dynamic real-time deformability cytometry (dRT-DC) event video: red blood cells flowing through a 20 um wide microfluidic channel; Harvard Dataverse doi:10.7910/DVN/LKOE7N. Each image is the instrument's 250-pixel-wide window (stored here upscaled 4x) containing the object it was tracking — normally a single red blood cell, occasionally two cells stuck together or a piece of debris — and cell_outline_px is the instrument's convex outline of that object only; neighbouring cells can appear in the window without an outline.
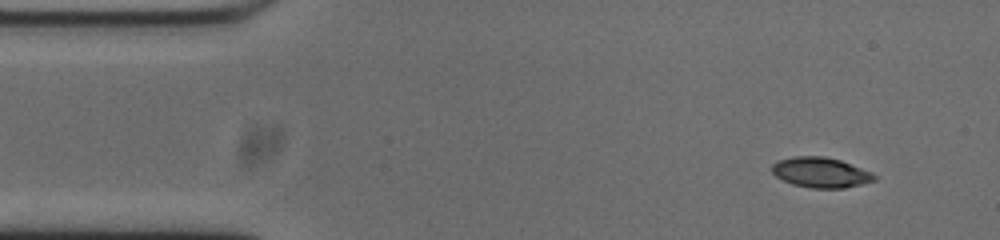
{"species": "common noctule bat (a hibernating species)", "species_latin": "Nyctalus noctula", "temperature_condition": "cold", "stored_images_in_passage": 50, "camera_frame_rate_fps": 3000, "um_per_image_px": 0.085, "animal": {"sex": "male", "body_mass_g": 20.0, "forearm_length_mm": 53.3}, "frame": {"image": 1, "passage_image": 1, "time_ms": 0.0, "image_size_px": [1000, 240], "cell_outline_px": [[876, 180], [844, 188], [812, 188], [792, 184], [776, 176], [772, 172], [772, 164], [780, 160], [792, 156], [824, 156], [840, 160], [872, 172], [876, 176]], "centroid_in_image_um": [69.76, 14.65], "position_along_channel_um": 15.2, "area_um2": 17.92}}
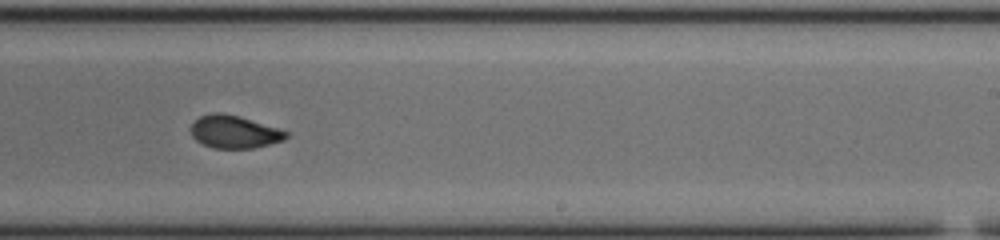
{"frame": {"image": 2, "passage_image": 28, "time_ms": 9.0, "image_size_px": [1000, 240], "cell_outline_px": [[288, 136], [284, 140], [252, 148], [212, 148], [196, 140], [192, 136], [192, 124], [200, 116], [212, 112], [220, 112], [240, 116], [288, 132]], "centroid_in_image_um": [19.9, 11.2], "position_along_channel_um": 269.1, "area_um2": 17.92}}
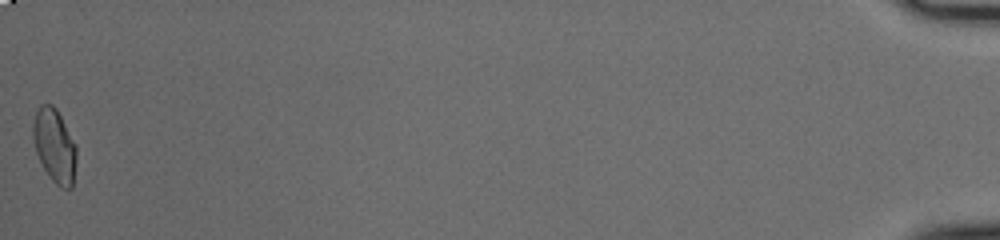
{"frame": {"image": 3, "passage_image": 50, "time_ms": 16.333, "image_size_px": [1000, 240], "cell_outline_px": [[76, 160], [72, 188], [60, 188], [52, 180], [44, 168], [36, 152], [32, 136], [32, 128], [36, 112], [40, 104], [52, 104], [56, 108], [76, 144]], "centroid_in_image_um": [4.64, 12.38], "position_along_channel_um": 430.6, "area_um2": 18.55}, "authors_computed_cell_mechanics": {"area_um2": 18.2359, "velocity_mm_per_s": 3.7238, "shape_relaxation_time_tau1_ms": 8.9616, "shape_relaxation_time_tau2_ms": 1.9191, "deformation_change_tau1": 0.1954, "deformation_change_tau2": 0.0532}}